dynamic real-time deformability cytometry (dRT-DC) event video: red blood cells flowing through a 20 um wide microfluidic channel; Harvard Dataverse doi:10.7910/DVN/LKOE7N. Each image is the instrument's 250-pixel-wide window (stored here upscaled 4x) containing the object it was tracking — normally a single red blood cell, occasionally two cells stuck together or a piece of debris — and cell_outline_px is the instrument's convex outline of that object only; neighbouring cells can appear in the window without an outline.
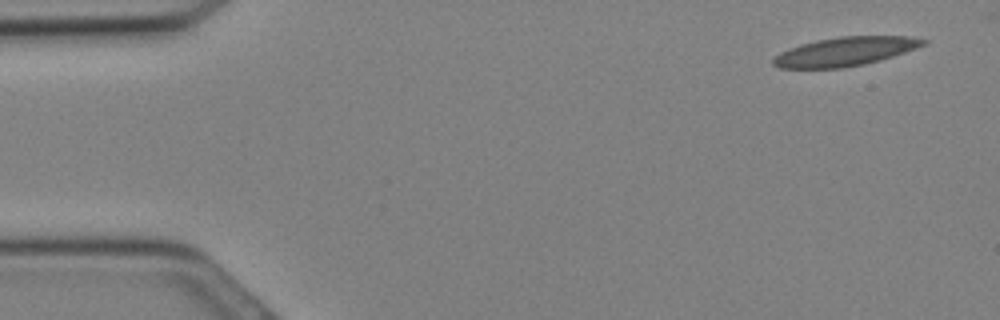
{"species": "Egyptian fruit bat (a non-hibernating species)", "species_latin": "Rousettus aegyptiacus", "temperature_condition": "cold", "stored_images_in_passage": 9, "camera_frame_rate_fps": 3000, "um_per_image_px": 0.085, "animal": {"sex": "female"}, "frame": {"image": 1, "passage_image": 2, "time_ms": 0.333, "image_size_px": [1000, 320], "cell_outline_px": [[928, 44], [880, 60], [864, 64], [844, 68], [780, 68], [772, 64], [772, 60], [780, 52], [788, 48], [800, 44], [816, 40], [840, 36], [912, 36], [928, 40]], "centroid_in_image_um": [71.84, 4.37], "position_along_channel_um": 13.2, "area_um2": 25.32}}